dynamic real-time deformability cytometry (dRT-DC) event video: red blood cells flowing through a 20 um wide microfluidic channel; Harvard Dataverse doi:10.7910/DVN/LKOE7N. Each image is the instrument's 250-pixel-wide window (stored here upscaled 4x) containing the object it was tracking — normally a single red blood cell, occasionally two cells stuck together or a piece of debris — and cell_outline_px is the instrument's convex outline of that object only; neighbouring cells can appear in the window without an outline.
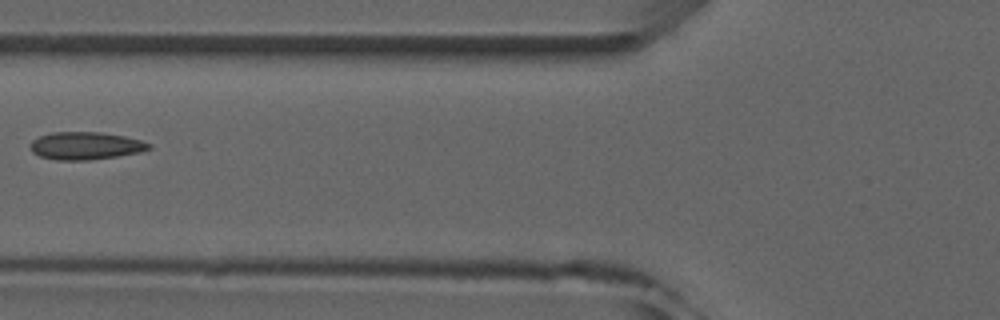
{"species": "common noctule bat (a hibernating species)", "species_latin": "Nyctalus noctula", "temperature_condition": "room temperature", "stored_images_in_passage": 3, "camera_frame_rate_fps": 3000, "um_per_image_px": 0.085, "animal": {"sex": "male", "forearm_length_mm": 52.5}, "frame": {"image": 1, "passage_image": 3, "time_ms": 2.333, "image_size_px": [1000, 320], "cell_outline_px": [[152, 148], [140, 152], [116, 156], [88, 160], [56, 160], [40, 156], [32, 152], [28, 144], [32, 140], [40, 136], [52, 132], [100, 132], [124, 136], [140, 140], [152, 144]], "centroid_in_image_um": [7.25, 12.39], "position_along_channel_um": 118.5, "area_um2": 19.13}}